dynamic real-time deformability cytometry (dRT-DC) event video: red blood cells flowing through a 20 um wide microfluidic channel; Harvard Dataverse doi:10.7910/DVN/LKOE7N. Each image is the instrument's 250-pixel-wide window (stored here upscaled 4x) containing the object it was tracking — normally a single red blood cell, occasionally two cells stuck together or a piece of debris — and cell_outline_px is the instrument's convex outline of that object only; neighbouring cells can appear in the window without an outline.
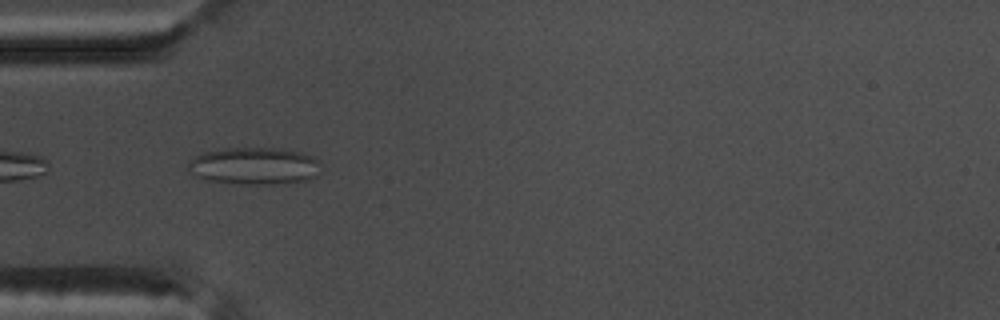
{"species": "common noctule bat (a hibernating species)", "species_latin": "Nyctalus noctula", "temperature_condition": "warm", "stored_images_in_passage": 38, "camera_frame_rate_fps": 3000, "um_per_image_px": 0.085, "animal": {"sex": "male", "body_mass_g": 17.5, "forearm_length_mm": 52.3}, "frame": {"image": 1, "passage_image": 1, "time_ms": 0.0, "image_size_px": [1000, 320], "cell_outline_px": [[324, 164], [320, 172], [316, 176], [308, 180], [276, 184], [236, 184], [208, 180], [196, 176], [184, 168], [188, 160], [204, 152], [224, 148], [272, 148], [300, 152], [316, 156]], "centroid_in_image_um": [21.65, 14.11], "position_along_channel_um": 63.4, "area_um2": 29.42}, "authors_computed_cell_mechanics": {"area_um2": 24.9118, "velocity_mm_per_s": 3.7994, "shape_relaxation_time_tau1_ms": null, "shape_relaxation_time_tau2_ms": 1.1507, "deformation_change_tau1": null, "deformation_change_tau2": 0.086}}